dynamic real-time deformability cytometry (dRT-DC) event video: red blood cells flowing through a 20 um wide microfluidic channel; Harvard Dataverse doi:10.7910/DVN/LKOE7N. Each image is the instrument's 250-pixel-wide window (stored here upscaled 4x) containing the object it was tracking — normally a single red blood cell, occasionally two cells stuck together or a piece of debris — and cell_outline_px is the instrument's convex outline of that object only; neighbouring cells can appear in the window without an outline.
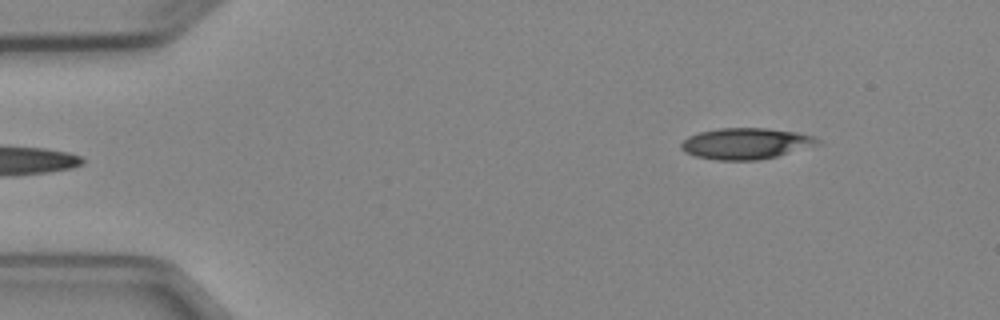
{"species": "Egyptian fruit bat (a non-hibernating species)", "species_latin": "Rousettus aegyptiacus", "temperature_condition": "cold", "stored_images_in_passage": 2, "camera_frame_rate_fps": 3000, "um_per_image_px": 0.085, "animal": {"sex": "female"}, "frame": {"image": 1, "passage_image": 2, "time_ms": 1.333, "image_size_px": [1000, 320], "cell_outline_px": [[824, 144], [776, 156], [756, 160], [716, 160], [696, 156], [684, 152], [680, 148], [680, 144], [688, 136], [700, 132], [716, 128], [768, 128], [796, 132], [816, 136]], "centroid_in_image_um": [63.44, 12.19], "position_along_channel_um": 21.6, "area_um2": 25.03}}